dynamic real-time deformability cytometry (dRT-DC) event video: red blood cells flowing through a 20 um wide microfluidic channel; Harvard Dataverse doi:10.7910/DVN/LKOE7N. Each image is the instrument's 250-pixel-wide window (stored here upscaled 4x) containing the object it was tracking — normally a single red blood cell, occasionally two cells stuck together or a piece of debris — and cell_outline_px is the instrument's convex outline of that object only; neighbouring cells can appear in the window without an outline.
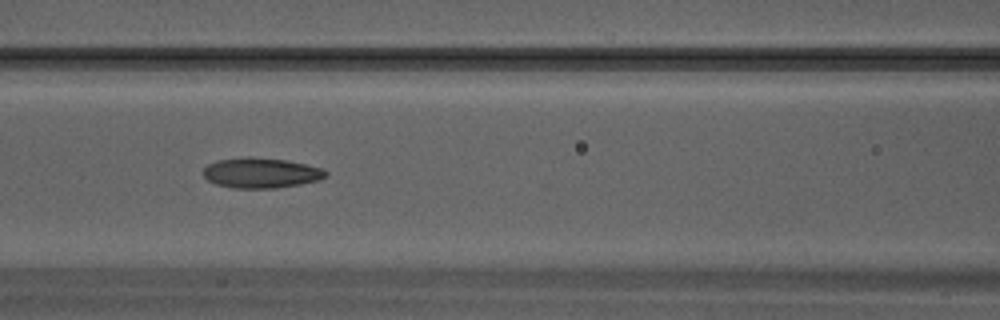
{"species": "Egyptian fruit bat (a non-hibernating species)", "species_latin": "Rousettus aegyptiacus", "temperature_condition": "warm", "stored_images_in_passage": 32, "camera_frame_rate_fps": 3000, "um_per_image_px": 0.085, "animal": {"sex": "male"}, "frame": {"image": 1, "passage_image": 14, "time_ms": 4.333, "image_size_px": [1000, 320], "cell_outline_px": [[328, 172], [320, 180], [300, 184], [276, 188], [236, 188], [216, 184], [208, 180], [204, 176], [204, 168], [208, 164], [216, 160], [248, 156], [288, 160], [324, 168]], "centroid_in_image_um": [22.2, 14.68], "position_along_channel_um": 144.4, "area_um2": 21.68}}
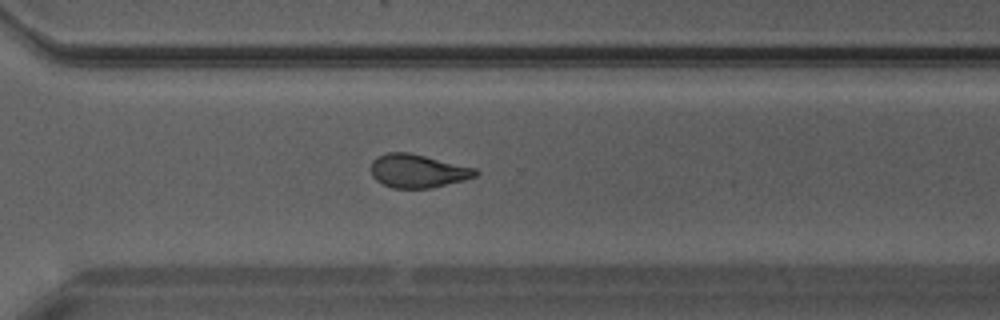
{"frame": {"image": 2, "passage_image": 23, "time_ms": 7.333, "image_size_px": [1000, 320], "cell_outline_px": [[480, 172], [476, 176], [464, 180], [432, 188], [392, 188], [376, 180], [372, 176], [372, 160], [376, 156], [388, 152], [408, 152], [476, 168]], "centroid_in_image_um": [35.51, 14.53], "position_along_channel_um": 335.1, "area_um2": 20.35}}